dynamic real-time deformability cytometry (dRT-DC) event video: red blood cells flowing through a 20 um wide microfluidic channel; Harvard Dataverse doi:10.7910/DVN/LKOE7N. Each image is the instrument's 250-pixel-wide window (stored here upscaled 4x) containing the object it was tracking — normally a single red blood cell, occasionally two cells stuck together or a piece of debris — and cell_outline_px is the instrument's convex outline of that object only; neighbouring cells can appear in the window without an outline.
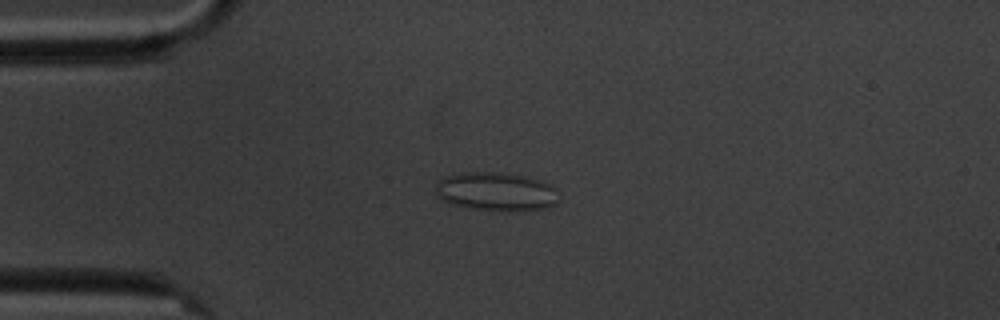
{"species": "common noctule bat (a hibernating species)", "species_latin": "Nyctalus noctula", "temperature_condition": "cold", "stored_images_in_passage": 6, "camera_frame_rate_fps": 3000, "um_per_image_px": 0.085, "animal": {"sex": "male", "body_mass_g": 20.1, "forearm_length_mm": 53.5}, "frame": {"image": 1, "passage_image": 3, "time_ms": 2.333, "image_size_px": [1000, 320], "cell_outline_px": [[556, 204], [544, 208], [472, 208], [452, 204], [440, 200], [436, 196], [436, 184], [444, 176], [464, 172], [500, 172], [544, 180], [552, 184], [556, 188]], "centroid_in_image_um": [42.12, 16.22], "position_along_channel_um": 42.9, "area_um2": 26.93}}
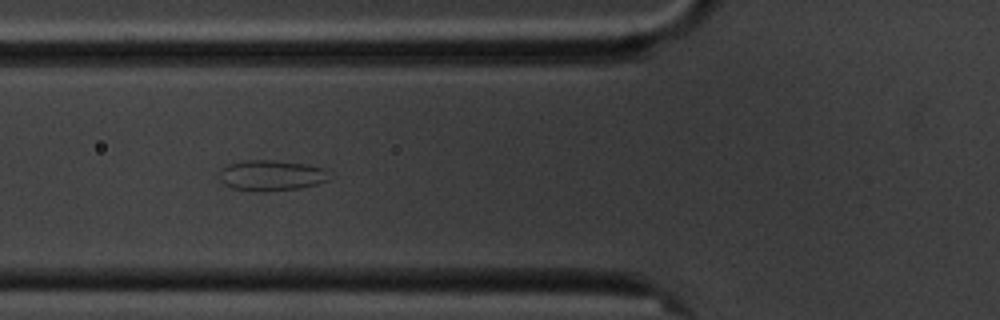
{"frame": {"image": 2, "passage_image": 5, "time_ms": 4.667, "image_size_px": [1000, 320], "cell_outline_px": [[332, 180], [300, 188], [260, 192], [252, 192], [232, 188], [224, 184], [220, 172], [228, 164], [244, 160], [272, 160], [304, 164], [324, 168]], "centroid_in_image_um": [23.09, 14.92], "position_along_channel_um": 102.7, "area_um2": 19.59}}
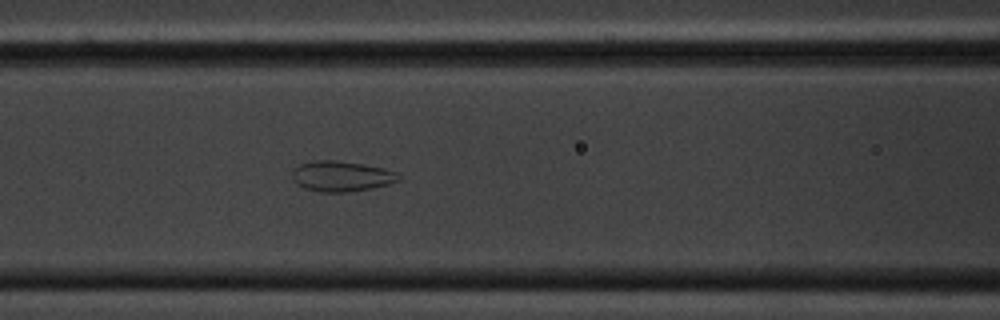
{"frame": {"image": 3, "passage_image": 6, "time_ms": 5.667, "image_size_px": [1000, 320], "cell_outline_px": [[404, 180], [372, 188], [348, 192], [320, 192], [304, 188], [296, 184], [292, 176], [292, 172], [300, 164], [312, 160], [336, 160], [364, 164], [384, 168], [396, 172]], "centroid_in_image_um": [29.05, 14.98], "position_along_channel_um": 137.6, "area_um2": 19.07}}